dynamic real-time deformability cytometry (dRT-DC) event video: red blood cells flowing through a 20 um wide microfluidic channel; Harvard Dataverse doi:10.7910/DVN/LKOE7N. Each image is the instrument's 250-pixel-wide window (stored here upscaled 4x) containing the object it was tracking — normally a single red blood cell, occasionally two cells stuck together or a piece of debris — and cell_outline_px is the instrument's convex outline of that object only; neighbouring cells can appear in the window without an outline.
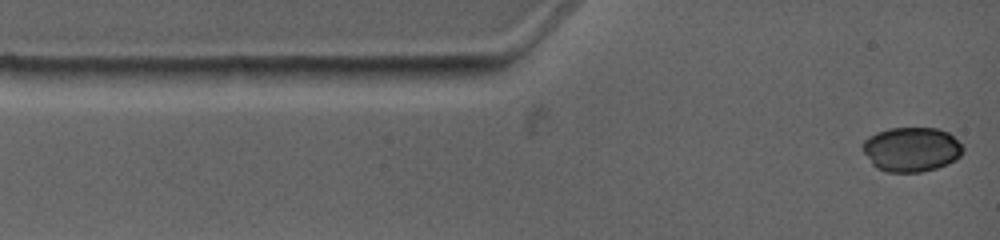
{"species": "common noctule bat (a hibernating species)", "species_latin": "Nyctalus noctula", "temperature_condition": "warm", "stored_images_in_passage": 6, "segment_of_instrument_passage": [1, 2], "camera_frame_rate_fps": 4500, "um_per_image_px": 0.085, "animal": {"sex": "female", "body_mass_g": 19.0, "forearm_length_mm": 53.3}, "frame": {"image": 1, "passage_image": 1, "time_ms": 0.0, "image_size_px": [1000, 240], "cell_outline_px": [[964, 152], [956, 160], [948, 164], [936, 168], [920, 172], [888, 172], [876, 168], [872, 164], [864, 152], [864, 140], [868, 136], [876, 132], [888, 128], [936, 128], [948, 132], [964, 148]], "centroid_in_image_um": [77.48, 12.7], "position_along_channel_um": 7.5, "area_um2": 26.01}}
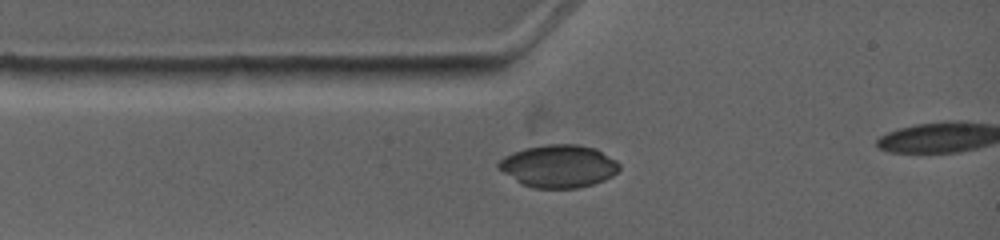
{"frame": {"image": 2, "passage_image": 3, "time_ms": 1.778, "image_size_px": [1000, 240], "cell_outline_px": [[620, 168], [612, 176], [604, 180], [592, 184], [576, 188], [532, 188], [520, 184], [496, 168], [496, 164], [504, 156], [512, 152], [524, 148], [548, 144], [576, 144], [596, 148], [616, 160], [620, 164]], "centroid_in_image_um": [47.44, 14.12], "position_along_channel_um": 37.6, "area_um2": 30.29}}
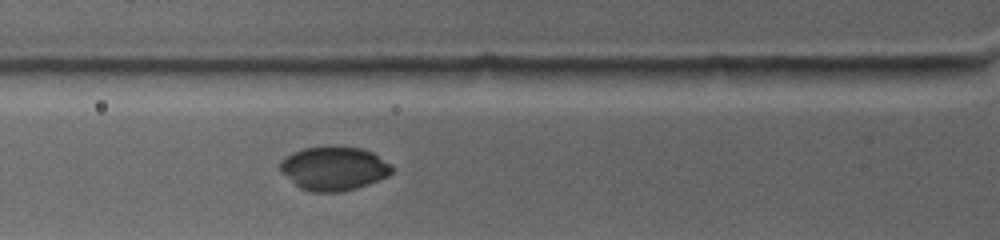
{"frame": {"image": 3, "passage_image": 5, "time_ms": 3.333, "image_size_px": [1000, 240], "cell_outline_px": [[392, 172], [388, 176], [368, 184], [356, 188], [340, 192], [312, 192], [300, 188], [280, 172], [280, 160], [292, 152], [304, 148], [360, 148], [372, 152], [392, 164]], "centroid_in_image_um": [28.37, 14.34], "position_along_channel_um": 97.4, "area_um2": 28.21}}